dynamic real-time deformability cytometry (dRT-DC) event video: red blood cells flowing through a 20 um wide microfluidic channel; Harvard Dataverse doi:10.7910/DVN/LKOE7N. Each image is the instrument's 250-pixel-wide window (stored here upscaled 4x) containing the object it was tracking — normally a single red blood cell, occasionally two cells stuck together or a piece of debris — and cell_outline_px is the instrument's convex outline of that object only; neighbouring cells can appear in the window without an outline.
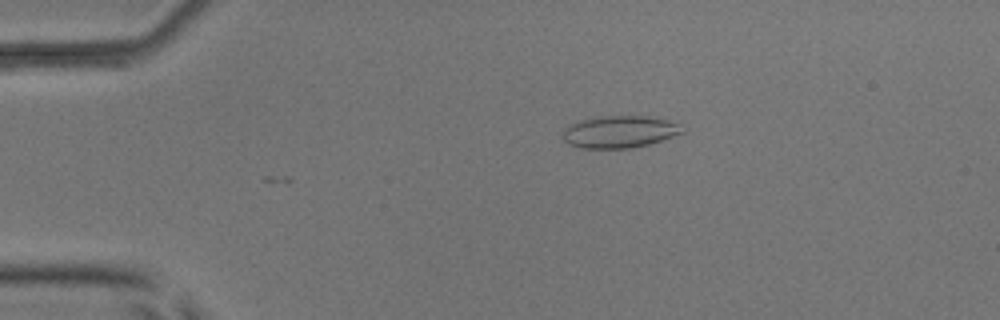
{"species": "common noctule bat (a hibernating species)", "species_latin": "Nyctalus noctula", "temperature_condition": "room temperature", "stored_images_in_passage": 5, "camera_frame_rate_fps": 3000, "um_per_image_px": 0.085, "animal": {"sex": "male", "body_mass_g": 17.9, "forearm_length_mm": 54.2}, "frame": {"image": 1, "passage_image": 1, "time_ms": 0.0, "image_size_px": [1000, 320], "cell_outline_px": [[684, 132], [648, 144], [632, 148], [580, 148], [568, 144], [560, 136], [564, 128], [568, 124], [576, 120], [592, 116], [648, 116], [680, 124]], "centroid_in_image_um": [52.54, 11.19], "position_along_channel_um": 32.5, "area_um2": 22.6}}